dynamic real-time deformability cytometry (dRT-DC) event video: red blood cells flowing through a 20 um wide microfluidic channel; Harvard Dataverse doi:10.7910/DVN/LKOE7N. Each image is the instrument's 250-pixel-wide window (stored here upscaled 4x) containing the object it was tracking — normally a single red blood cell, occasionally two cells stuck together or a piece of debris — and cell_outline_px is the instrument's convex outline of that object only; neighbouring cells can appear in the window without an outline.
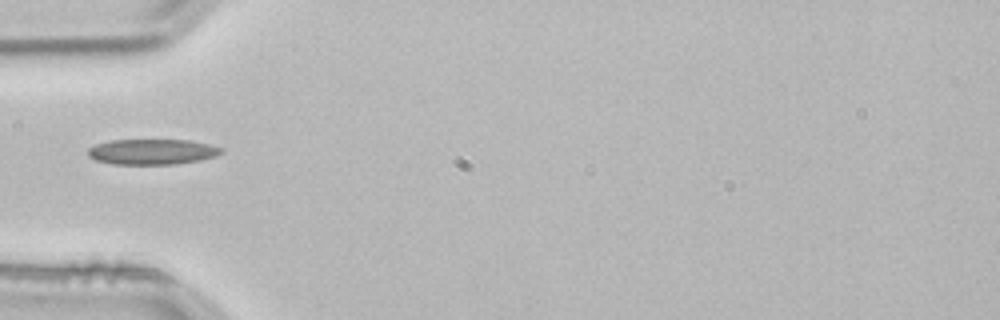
{"species": "common noctule bat (a hibernating species)", "species_latin": "Nyctalus noctula", "temperature_condition": "room temperature", "stored_images_in_passage": 4, "camera_frame_rate_fps": 3000, "um_per_image_px": 0.085, "animal": {"sex": "male", "body_mass_g": 21.5, "forearm_length_mm": 52.0}, "frame": {"image": 1, "passage_image": 4, "time_ms": 1.0, "image_size_px": [1000, 320], "cell_outline_px": [[224, 152], [216, 156], [200, 160], [176, 164], [112, 164], [96, 160], [88, 156], [88, 148], [96, 144], [108, 140], [188, 140], [208, 144], [224, 148]], "centroid_in_image_um": [12.94, 12.9], "position_along_channel_um": 72.1, "area_um2": 19.88}}